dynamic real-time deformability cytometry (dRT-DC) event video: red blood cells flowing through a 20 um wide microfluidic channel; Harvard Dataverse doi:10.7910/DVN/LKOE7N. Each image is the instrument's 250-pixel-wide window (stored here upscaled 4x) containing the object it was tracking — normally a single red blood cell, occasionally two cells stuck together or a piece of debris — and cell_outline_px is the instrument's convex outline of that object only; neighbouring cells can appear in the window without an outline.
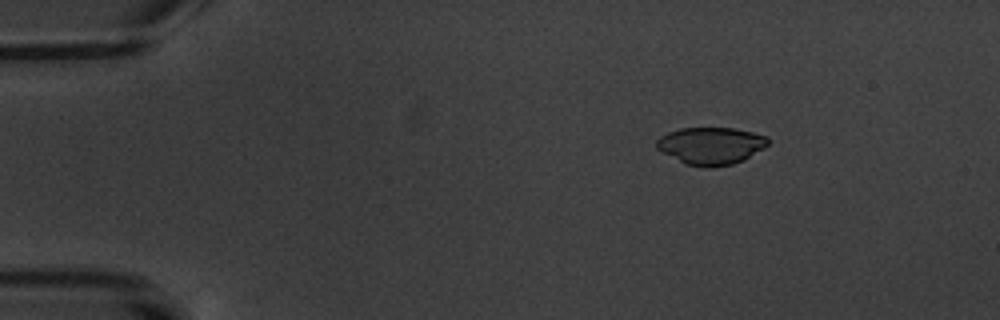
{"species": "common noctule bat (a hibernating species)", "species_latin": "Nyctalus noctula", "temperature_condition": "warm", "stored_images_in_passage": 4, "camera_frame_rate_fps": 3000, "um_per_image_px": 0.085, "animal": {"sex": "male", "body_mass_g": 20.1, "forearm_length_mm": 53.5}, "frame": {"image": 1, "passage_image": 1, "time_ms": 0.0, "image_size_px": [1000, 320], "cell_outline_px": [[768, 144], [764, 148], [744, 160], [732, 164], [712, 168], [708, 168], [684, 164], [656, 148], [656, 140], [660, 136], [668, 132], [680, 128], [732, 128], [752, 132], [768, 136]], "centroid_in_image_um": [60.42, 12.39], "position_along_channel_um": 24.6, "area_um2": 24.33}}